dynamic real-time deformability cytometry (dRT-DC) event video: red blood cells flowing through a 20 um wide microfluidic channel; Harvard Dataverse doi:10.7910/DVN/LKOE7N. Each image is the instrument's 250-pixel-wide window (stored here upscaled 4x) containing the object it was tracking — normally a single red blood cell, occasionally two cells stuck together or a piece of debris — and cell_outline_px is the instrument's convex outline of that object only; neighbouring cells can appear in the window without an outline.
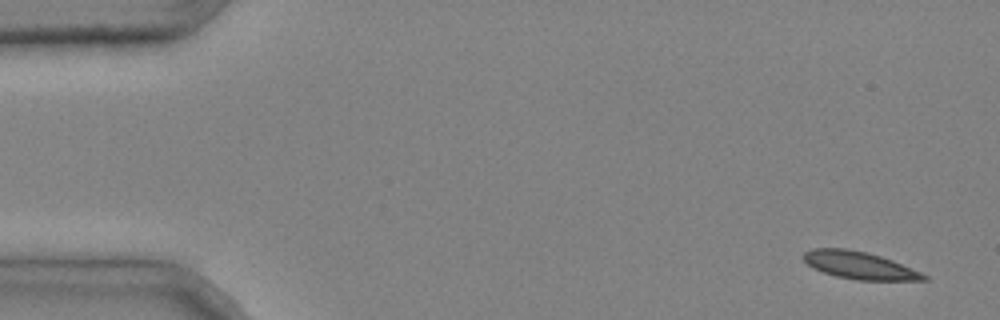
{"species": "common noctule bat (a hibernating species)", "species_latin": "Nyctalus noctula", "temperature_condition": "cold", "stored_images_in_passage": 3, "camera_frame_rate_fps": 3000, "um_per_image_px": 0.085, "animal": {"sex": "male", "body_mass_g": 20.4}, "frame": {"image": 1, "passage_image": 1, "time_ms": 0.0, "image_size_px": [1000, 320], "cell_outline_px": [[928, 280], [856, 280], [836, 276], [812, 268], [800, 256], [804, 252], [812, 248], [844, 248], [864, 252], [880, 256], [892, 260], [920, 272], [928, 276]], "centroid_in_image_um": [73.0, 22.55], "position_along_channel_um": 12.0, "area_um2": 19.07}}
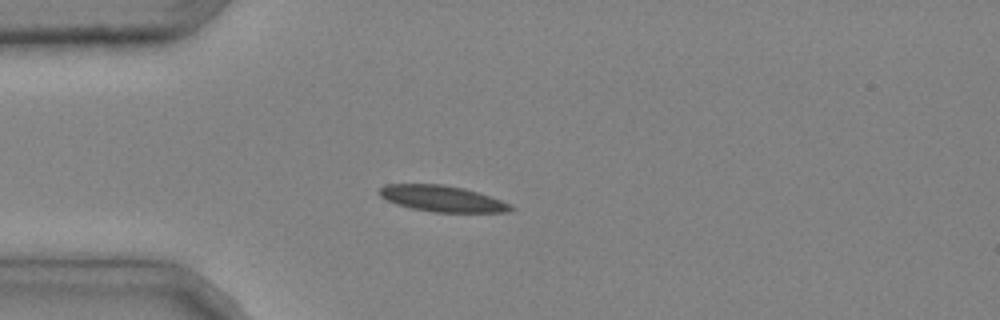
{"frame": {"image": 2, "passage_image": 3, "time_ms": 0.667, "image_size_px": [1000, 320], "cell_outline_px": [[516, 208], [508, 212], [432, 212], [412, 208], [396, 204], [380, 196], [380, 188], [384, 184], [440, 184], [464, 188], [512, 204]], "centroid_in_image_um": [37.6, 16.89], "position_along_channel_um": 47.4, "area_um2": 19.83}}